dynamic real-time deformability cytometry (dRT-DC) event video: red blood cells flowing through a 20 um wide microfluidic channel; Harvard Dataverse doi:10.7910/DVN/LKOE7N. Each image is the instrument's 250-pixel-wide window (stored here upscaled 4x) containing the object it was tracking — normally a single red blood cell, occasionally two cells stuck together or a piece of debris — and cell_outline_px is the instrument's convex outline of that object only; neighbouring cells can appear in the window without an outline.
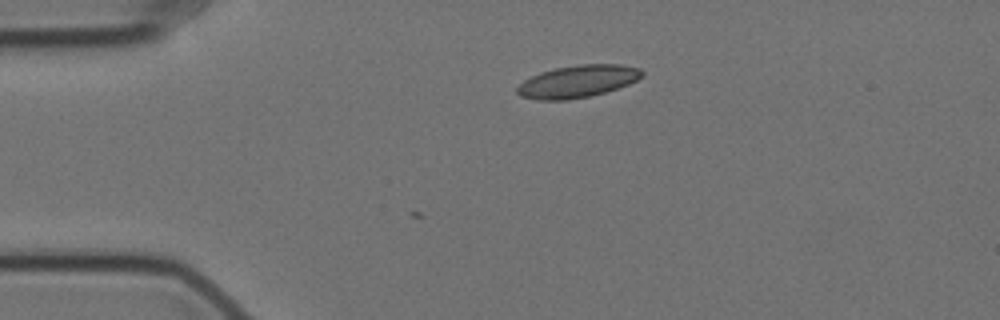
{"species": "Egyptian fruit bat (a non-hibernating species)", "species_latin": "Rousettus aegyptiacus", "temperature_condition": "cold", "stored_images_in_passage": 9, "camera_frame_rate_fps": 3000, "um_per_image_px": 0.085, "animal": {"sex": "female"}, "frame": {"image": 1, "passage_image": 1, "time_ms": 0.0, "image_size_px": [1000, 320], "cell_outline_px": [[644, 76], [628, 84], [604, 92], [588, 96], [568, 100], [536, 100], [520, 96], [516, 92], [516, 88], [524, 80], [540, 72], [556, 68], [580, 64], [620, 64], [640, 68], [644, 72]], "centroid_in_image_um": [49.09, 6.91], "position_along_channel_um": 35.9, "area_um2": 23.47}}
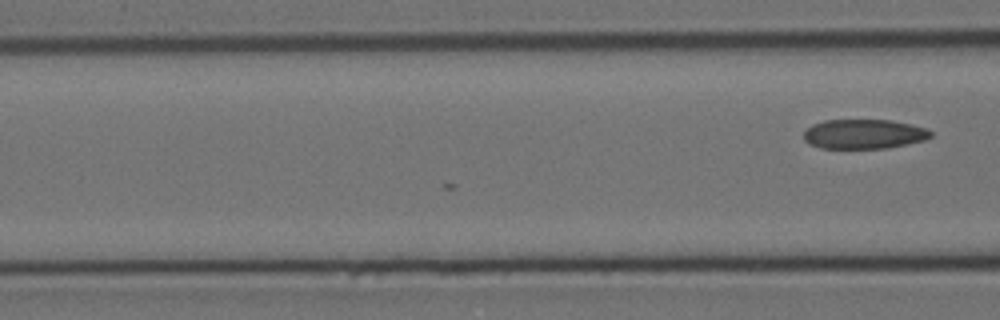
{"frame": {"image": 2, "passage_image": 9, "time_ms": 2.667, "image_size_px": [1000, 320], "cell_outline_px": [[932, 136], [924, 140], [908, 144], [888, 148], [820, 148], [808, 144], [804, 140], [804, 128], [812, 124], [824, 120], [888, 120], [928, 128], [932, 132]], "centroid_in_image_um": [73.39, 11.39], "position_along_channel_um": 93.2, "area_um2": 22.02}}